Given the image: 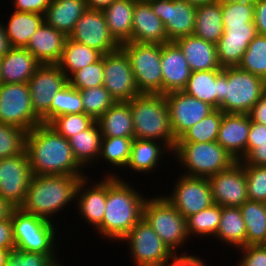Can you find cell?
Listing matches in <instances>:
<instances>
[{
	"instance_id": "obj_1",
	"label": "cell",
	"mask_w": 266,
	"mask_h": 266,
	"mask_svg": "<svg viewBox=\"0 0 266 266\" xmlns=\"http://www.w3.org/2000/svg\"><path fill=\"white\" fill-rule=\"evenodd\" d=\"M25 150L33 175H87L76 161L69 139L49 124L41 123L27 132Z\"/></svg>"
},
{
	"instance_id": "obj_2",
	"label": "cell",
	"mask_w": 266,
	"mask_h": 266,
	"mask_svg": "<svg viewBox=\"0 0 266 266\" xmlns=\"http://www.w3.org/2000/svg\"><path fill=\"white\" fill-rule=\"evenodd\" d=\"M107 173L106 207L102 220V237L112 242H120L143 218L144 194L127 183L120 174Z\"/></svg>"
},
{
	"instance_id": "obj_3",
	"label": "cell",
	"mask_w": 266,
	"mask_h": 266,
	"mask_svg": "<svg viewBox=\"0 0 266 266\" xmlns=\"http://www.w3.org/2000/svg\"><path fill=\"white\" fill-rule=\"evenodd\" d=\"M86 176L33 175L25 199L19 208L54 222L56 216L69 204L76 203V193L82 178ZM56 214V215H55ZM54 220V221H52Z\"/></svg>"
},
{
	"instance_id": "obj_4",
	"label": "cell",
	"mask_w": 266,
	"mask_h": 266,
	"mask_svg": "<svg viewBox=\"0 0 266 266\" xmlns=\"http://www.w3.org/2000/svg\"><path fill=\"white\" fill-rule=\"evenodd\" d=\"M266 93V81L237 66L218 70L217 109L248 114Z\"/></svg>"
},
{
	"instance_id": "obj_5",
	"label": "cell",
	"mask_w": 266,
	"mask_h": 266,
	"mask_svg": "<svg viewBox=\"0 0 266 266\" xmlns=\"http://www.w3.org/2000/svg\"><path fill=\"white\" fill-rule=\"evenodd\" d=\"M128 103L133 119L134 139L165 142L174 150L177 140L164 94L141 93Z\"/></svg>"
},
{
	"instance_id": "obj_6",
	"label": "cell",
	"mask_w": 266,
	"mask_h": 266,
	"mask_svg": "<svg viewBox=\"0 0 266 266\" xmlns=\"http://www.w3.org/2000/svg\"><path fill=\"white\" fill-rule=\"evenodd\" d=\"M176 162L187 176L210 178L228 169L236 161L218 142L176 143L173 150Z\"/></svg>"
},
{
	"instance_id": "obj_7",
	"label": "cell",
	"mask_w": 266,
	"mask_h": 266,
	"mask_svg": "<svg viewBox=\"0 0 266 266\" xmlns=\"http://www.w3.org/2000/svg\"><path fill=\"white\" fill-rule=\"evenodd\" d=\"M159 196H147L143 205V218L169 249L174 254H179L180 247H185L190 240L186 232V218L166 197Z\"/></svg>"
},
{
	"instance_id": "obj_8",
	"label": "cell",
	"mask_w": 266,
	"mask_h": 266,
	"mask_svg": "<svg viewBox=\"0 0 266 266\" xmlns=\"http://www.w3.org/2000/svg\"><path fill=\"white\" fill-rule=\"evenodd\" d=\"M11 222L15 248L37 253L57 252V231L60 229L55 228V222L23 212L20 208L12 210Z\"/></svg>"
},
{
	"instance_id": "obj_9",
	"label": "cell",
	"mask_w": 266,
	"mask_h": 266,
	"mask_svg": "<svg viewBox=\"0 0 266 266\" xmlns=\"http://www.w3.org/2000/svg\"><path fill=\"white\" fill-rule=\"evenodd\" d=\"M161 45L124 42L135 83L140 93L162 94Z\"/></svg>"
},
{
	"instance_id": "obj_10",
	"label": "cell",
	"mask_w": 266,
	"mask_h": 266,
	"mask_svg": "<svg viewBox=\"0 0 266 266\" xmlns=\"http://www.w3.org/2000/svg\"><path fill=\"white\" fill-rule=\"evenodd\" d=\"M0 123L27 132L42 123L34 112L28 83H0Z\"/></svg>"
},
{
	"instance_id": "obj_11",
	"label": "cell",
	"mask_w": 266,
	"mask_h": 266,
	"mask_svg": "<svg viewBox=\"0 0 266 266\" xmlns=\"http://www.w3.org/2000/svg\"><path fill=\"white\" fill-rule=\"evenodd\" d=\"M121 242L129 245L134 266H165L175 255L144 218Z\"/></svg>"
},
{
	"instance_id": "obj_12",
	"label": "cell",
	"mask_w": 266,
	"mask_h": 266,
	"mask_svg": "<svg viewBox=\"0 0 266 266\" xmlns=\"http://www.w3.org/2000/svg\"><path fill=\"white\" fill-rule=\"evenodd\" d=\"M67 83L68 78L57 64H41L29 79L32 106L42 123L50 124L52 101Z\"/></svg>"
},
{
	"instance_id": "obj_13",
	"label": "cell",
	"mask_w": 266,
	"mask_h": 266,
	"mask_svg": "<svg viewBox=\"0 0 266 266\" xmlns=\"http://www.w3.org/2000/svg\"><path fill=\"white\" fill-rule=\"evenodd\" d=\"M170 195H164L185 217L198 213L214 204L208 178L179 175ZM177 181V182H176Z\"/></svg>"
},
{
	"instance_id": "obj_14",
	"label": "cell",
	"mask_w": 266,
	"mask_h": 266,
	"mask_svg": "<svg viewBox=\"0 0 266 266\" xmlns=\"http://www.w3.org/2000/svg\"><path fill=\"white\" fill-rule=\"evenodd\" d=\"M33 173L26 150L17 156L0 159V197L13 207L23 203Z\"/></svg>"
},
{
	"instance_id": "obj_15",
	"label": "cell",
	"mask_w": 266,
	"mask_h": 266,
	"mask_svg": "<svg viewBox=\"0 0 266 266\" xmlns=\"http://www.w3.org/2000/svg\"><path fill=\"white\" fill-rule=\"evenodd\" d=\"M103 86L116 102H128L140 95L126 53L121 49L104 55Z\"/></svg>"
},
{
	"instance_id": "obj_16",
	"label": "cell",
	"mask_w": 266,
	"mask_h": 266,
	"mask_svg": "<svg viewBox=\"0 0 266 266\" xmlns=\"http://www.w3.org/2000/svg\"><path fill=\"white\" fill-rule=\"evenodd\" d=\"M69 38L92 47L103 55L120 48V44L109 32L103 11L97 9H87L81 15Z\"/></svg>"
},
{
	"instance_id": "obj_17",
	"label": "cell",
	"mask_w": 266,
	"mask_h": 266,
	"mask_svg": "<svg viewBox=\"0 0 266 266\" xmlns=\"http://www.w3.org/2000/svg\"><path fill=\"white\" fill-rule=\"evenodd\" d=\"M164 96L169 108L171 127L176 140L190 127L215 110L210 104L190 96L184 91H174Z\"/></svg>"
},
{
	"instance_id": "obj_18",
	"label": "cell",
	"mask_w": 266,
	"mask_h": 266,
	"mask_svg": "<svg viewBox=\"0 0 266 266\" xmlns=\"http://www.w3.org/2000/svg\"><path fill=\"white\" fill-rule=\"evenodd\" d=\"M153 12L164 24L169 41L192 35L196 6L181 0H149Z\"/></svg>"
},
{
	"instance_id": "obj_19",
	"label": "cell",
	"mask_w": 266,
	"mask_h": 266,
	"mask_svg": "<svg viewBox=\"0 0 266 266\" xmlns=\"http://www.w3.org/2000/svg\"><path fill=\"white\" fill-rule=\"evenodd\" d=\"M212 198L221 207H240L247 197V183L244 166L236 161L228 169L208 178Z\"/></svg>"
},
{
	"instance_id": "obj_20",
	"label": "cell",
	"mask_w": 266,
	"mask_h": 266,
	"mask_svg": "<svg viewBox=\"0 0 266 266\" xmlns=\"http://www.w3.org/2000/svg\"><path fill=\"white\" fill-rule=\"evenodd\" d=\"M100 181L98 180V183L94 181V184H91L88 176L82 178L77 188L75 202L80 218L92 225V230L97 229V234L102 237V220L106 207V176Z\"/></svg>"
},
{
	"instance_id": "obj_21",
	"label": "cell",
	"mask_w": 266,
	"mask_h": 266,
	"mask_svg": "<svg viewBox=\"0 0 266 266\" xmlns=\"http://www.w3.org/2000/svg\"><path fill=\"white\" fill-rule=\"evenodd\" d=\"M224 32L216 44L219 65L235 67L241 62L249 43L258 34L254 22L244 25H223Z\"/></svg>"
},
{
	"instance_id": "obj_22",
	"label": "cell",
	"mask_w": 266,
	"mask_h": 266,
	"mask_svg": "<svg viewBox=\"0 0 266 266\" xmlns=\"http://www.w3.org/2000/svg\"><path fill=\"white\" fill-rule=\"evenodd\" d=\"M251 119L248 114L224 113L217 141L235 161L247 156V141Z\"/></svg>"
},
{
	"instance_id": "obj_23",
	"label": "cell",
	"mask_w": 266,
	"mask_h": 266,
	"mask_svg": "<svg viewBox=\"0 0 266 266\" xmlns=\"http://www.w3.org/2000/svg\"><path fill=\"white\" fill-rule=\"evenodd\" d=\"M162 94L182 91L191 70L180 47L170 41L161 45Z\"/></svg>"
},
{
	"instance_id": "obj_24",
	"label": "cell",
	"mask_w": 266,
	"mask_h": 266,
	"mask_svg": "<svg viewBox=\"0 0 266 266\" xmlns=\"http://www.w3.org/2000/svg\"><path fill=\"white\" fill-rule=\"evenodd\" d=\"M131 41L151 44L170 42L163 22L153 12L148 1L136 2L134 5Z\"/></svg>"
},
{
	"instance_id": "obj_25",
	"label": "cell",
	"mask_w": 266,
	"mask_h": 266,
	"mask_svg": "<svg viewBox=\"0 0 266 266\" xmlns=\"http://www.w3.org/2000/svg\"><path fill=\"white\" fill-rule=\"evenodd\" d=\"M67 36L43 22L29 39L27 49L40 64H58Z\"/></svg>"
},
{
	"instance_id": "obj_26",
	"label": "cell",
	"mask_w": 266,
	"mask_h": 266,
	"mask_svg": "<svg viewBox=\"0 0 266 266\" xmlns=\"http://www.w3.org/2000/svg\"><path fill=\"white\" fill-rule=\"evenodd\" d=\"M41 64L25 48H10L0 57V83H28Z\"/></svg>"
},
{
	"instance_id": "obj_27",
	"label": "cell",
	"mask_w": 266,
	"mask_h": 266,
	"mask_svg": "<svg viewBox=\"0 0 266 266\" xmlns=\"http://www.w3.org/2000/svg\"><path fill=\"white\" fill-rule=\"evenodd\" d=\"M182 50L191 72L220 70L216 45L195 35L183 36L174 41Z\"/></svg>"
},
{
	"instance_id": "obj_28",
	"label": "cell",
	"mask_w": 266,
	"mask_h": 266,
	"mask_svg": "<svg viewBox=\"0 0 266 266\" xmlns=\"http://www.w3.org/2000/svg\"><path fill=\"white\" fill-rule=\"evenodd\" d=\"M165 151L173 154V149L165 142L133 139L130 159L126 169L130 168V171L134 173L140 172L139 174L154 173L155 169L159 168L163 155L166 153Z\"/></svg>"
},
{
	"instance_id": "obj_29",
	"label": "cell",
	"mask_w": 266,
	"mask_h": 266,
	"mask_svg": "<svg viewBox=\"0 0 266 266\" xmlns=\"http://www.w3.org/2000/svg\"><path fill=\"white\" fill-rule=\"evenodd\" d=\"M86 10V0H51L44 13V22L69 37Z\"/></svg>"
},
{
	"instance_id": "obj_30",
	"label": "cell",
	"mask_w": 266,
	"mask_h": 266,
	"mask_svg": "<svg viewBox=\"0 0 266 266\" xmlns=\"http://www.w3.org/2000/svg\"><path fill=\"white\" fill-rule=\"evenodd\" d=\"M133 0H114L102 9L110 34L121 45L131 42Z\"/></svg>"
},
{
	"instance_id": "obj_31",
	"label": "cell",
	"mask_w": 266,
	"mask_h": 266,
	"mask_svg": "<svg viewBox=\"0 0 266 266\" xmlns=\"http://www.w3.org/2000/svg\"><path fill=\"white\" fill-rule=\"evenodd\" d=\"M44 22V15L32 12L15 11L4 25L10 47L25 48L29 39Z\"/></svg>"
},
{
	"instance_id": "obj_32",
	"label": "cell",
	"mask_w": 266,
	"mask_h": 266,
	"mask_svg": "<svg viewBox=\"0 0 266 266\" xmlns=\"http://www.w3.org/2000/svg\"><path fill=\"white\" fill-rule=\"evenodd\" d=\"M96 122L103 137L134 138L133 119L128 102H116Z\"/></svg>"
},
{
	"instance_id": "obj_33",
	"label": "cell",
	"mask_w": 266,
	"mask_h": 266,
	"mask_svg": "<svg viewBox=\"0 0 266 266\" xmlns=\"http://www.w3.org/2000/svg\"><path fill=\"white\" fill-rule=\"evenodd\" d=\"M222 4L212 2L196 7L193 35L212 44H217L223 35Z\"/></svg>"
},
{
	"instance_id": "obj_34",
	"label": "cell",
	"mask_w": 266,
	"mask_h": 266,
	"mask_svg": "<svg viewBox=\"0 0 266 266\" xmlns=\"http://www.w3.org/2000/svg\"><path fill=\"white\" fill-rule=\"evenodd\" d=\"M102 134L98 123L69 138L76 161L84 168L97 163L100 154Z\"/></svg>"
},
{
	"instance_id": "obj_35",
	"label": "cell",
	"mask_w": 266,
	"mask_h": 266,
	"mask_svg": "<svg viewBox=\"0 0 266 266\" xmlns=\"http://www.w3.org/2000/svg\"><path fill=\"white\" fill-rule=\"evenodd\" d=\"M214 238L237 249L246 246V225L239 207H221V219Z\"/></svg>"
},
{
	"instance_id": "obj_36",
	"label": "cell",
	"mask_w": 266,
	"mask_h": 266,
	"mask_svg": "<svg viewBox=\"0 0 266 266\" xmlns=\"http://www.w3.org/2000/svg\"><path fill=\"white\" fill-rule=\"evenodd\" d=\"M102 55L98 50L67 37L61 59L57 65L69 78L77 70L97 62Z\"/></svg>"
},
{
	"instance_id": "obj_37",
	"label": "cell",
	"mask_w": 266,
	"mask_h": 266,
	"mask_svg": "<svg viewBox=\"0 0 266 266\" xmlns=\"http://www.w3.org/2000/svg\"><path fill=\"white\" fill-rule=\"evenodd\" d=\"M239 208L246 225V246L266 244V203L246 200Z\"/></svg>"
},
{
	"instance_id": "obj_38",
	"label": "cell",
	"mask_w": 266,
	"mask_h": 266,
	"mask_svg": "<svg viewBox=\"0 0 266 266\" xmlns=\"http://www.w3.org/2000/svg\"><path fill=\"white\" fill-rule=\"evenodd\" d=\"M182 91L217 109L218 70L191 72Z\"/></svg>"
},
{
	"instance_id": "obj_39",
	"label": "cell",
	"mask_w": 266,
	"mask_h": 266,
	"mask_svg": "<svg viewBox=\"0 0 266 266\" xmlns=\"http://www.w3.org/2000/svg\"><path fill=\"white\" fill-rule=\"evenodd\" d=\"M221 219V206L213 204L210 207L192 214L186 218V232L191 239L196 236L201 239L216 235ZM192 236V237H191ZM200 236V237H199Z\"/></svg>"
},
{
	"instance_id": "obj_40",
	"label": "cell",
	"mask_w": 266,
	"mask_h": 266,
	"mask_svg": "<svg viewBox=\"0 0 266 266\" xmlns=\"http://www.w3.org/2000/svg\"><path fill=\"white\" fill-rule=\"evenodd\" d=\"M223 112L215 109L201 121L184 132L176 143H206L216 142L221 125Z\"/></svg>"
},
{
	"instance_id": "obj_41",
	"label": "cell",
	"mask_w": 266,
	"mask_h": 266,
	"mask_svg": "<svg viewBox=\"0 0 266 266\" xmlns=\"http://www.w3.org/2000/svg\"><path fill=\"white\" fill-rule=\"evenodd\" d=\"M134 138L129 137H102L99 161H106L108 166L114 168H126L130 159ZM110 164V165H109Z\"/></svg>"
},
{
	"instance_id": "obj_42",
	"label": "cell",
	"mask_w": 266,
	"mask_h": 266,
	"mask_svg": "<svg viewBox=\"0 0 266 266\" xmlns=\"http://www.w3.org/2000/svg\"><path fill=\"white\" fill-rule=\"evenodd\" d=\"M237 67L266 81V35L254 37Z\"/></svg>"
},
{
	"instance_id": "obj_43",
	"label": "cell",
	"mask_w": 266,
	"mask_h": 266,
	"mask_svg": "<svg viewBox=\"0 0 266 266\" xmlns=\"http://www.w3.org/2000/svg\"><path fill=\"white\" fill-rule=\"evenodd\" d=\"M79 91L81 93L84 113L91 116L95 121L116 103L115 99L103 85Z\"/></svg>"
},
{
	"instance_id": "obj_44",
	"label": "cell",
	"mask_w": 266,
	"mask_h": 266,
	"mask_svg": "<svg viewBox=\"0 0 266 266\" xmlns=\"http://www.w3.org/2000/svg\"><path fill=\"white\" fill-rule=\"evenodd\" d=\"M84 113L81 93L67 83L60 89L52 101L50 107V123L63 114Z\"/></svg>"
},
{
	"instance_id": "obj_45",
	"label": "cell",
	"mask_w": 266,
	"mask_h": 266,
	"mask_svg": "<svg viewBox=\"0 0 266 266\" xmlns=\"http://www.w3.org/2000/svg\"><path fill=\"white\" fill-rule=\"evenodd\" d=\"M27 131L0 123V159L22 154L26 148Z\"/></svg>"
},
{
	"instance_id": "obj_46",
	"label": "cell",
	"mask_w": 266,
	"mask_h": 266,
	"mask_svg": "<svg viewBox=\"0 0 266 266\" xmlns=\"http://www.w3.org/2000/svg\"><path fill=\"white\" fill-rule=\"evenodd\" d=\"M96 121L85 113L63 114L56 117L49 125L66 139L89 129Z\"/></svg>"
},
{
	"instance_id": "obj_47",
	"label": "cell",
	"mask_w": 266,
	"mask_h": 266,
	"mask_svg": "<svg viewBox=\"0 0 266 266\" xmlns=\"http://www.w3.org/2000/svg\"><path fill=\"white\" fill-rule=\"evenodd\" d=\"M104 55L95 63L87 65L69 78L68 83L77 90L89 89L103 85L104 80Z\"/></svg>"
},
{
	"instance_id": "obj_48",
	"label": "cell",
	"mask_w": 266,
	"mask_h": 266,
	"mask_svg": "<svg viewBox=\"0 0 266 266\" xmlns=\"http://www.w3.org/2000/svg\"><path fill=\"white\" fill-rule=\"evenodd\" d=\"M56 253H37L11 249L6 266H57L62 263Z\"/></svg>"
},
{
	"instance_id": "obj_49",
	"label": "cell",
	"mask_w": 266,
	"mask_h": 266,
	"mask_svg": "<svg viewBox=\"0 0 266 266\" xmlns=\"http://www.w3.org/2000/svg\"><path fill=\"white\" fill-rule=\"evenodd\" d=\"M248 200L266 203V166L243 165Z\"/></svg>"
},
{
	"instance_id": "obj_50",
	"label": "cell",
	"mask_w": 266,
	"mask_h": 266,
	"mask_svg": "<svg viewBox=\"0 0 266 266\" xmlns=\"http://www.w3.org/2000/svg\"><path fill=\"white\" fill-rule=\"evenodd\" d=\"M223 25H244L254 22V4L235 2L222 4Z\"/></svg>"
},
{
	"instance_id": "obj_51",
	"label": "cell",
	"mask_w": 266,
	"mask_h": 266,
	"mask_svg": "<svg viewBox=\"0 0 266 266\" xmlns=\"http://www.w3.org/2000/svg\"><path fill=\"white\" fill-rule=\"evenodd\" d=\"M238 250L242 256L237 266H266V244L247 245Z\"/></svg>"
},
{
	"instance_id": "obj_52",
	"label": "cell",
	"mask_w": 266,
	"mask_h": 266,
	"mask_svg": "<svg viewBox=\"0 0 266 266\" xmlns=\"http://www.w3.org/2000/svg\"><path fill=\"white\" fill-rule=\"evenodd\" d=\"M50 2L51 0H13L12 5L14 6L15 11L32 12L44 15Z\"/></svg>"
},
{
	"instance_id": "obj_53",
	"label": "cell",
	"mask_w": 266,
	"mask_h": 266,
	"mask_svg": "<svg viewBox=\"0 0 266 266\" xmlns=\"http://www.w3.org/2000/svg\"><path fill=\"white\" fill-rule=\"evenodd\" d=\"M266 142V126L251 121L249 136L247 141V155L256 147V143Z\"/></svg>"
},
{
	"instance_id": "obj_54",
	"label": "cell",
	"mask_w": 266,
	"mask_h": 266,
	"mask_svg": "<svg viewBox=\"0 0 266 266\" xmlns=\"http://www.w3.org/2000/svg\"><path fill=\"white\" fill-rule=\"evenodd\" d=\"M15 248L11 216L0 220V249L11 250Z\"/></svg>"
},
{
	"instance_id": "obj_55",
	"label": "cell",
	"mask_w": 266,
	"mask_h": 266,
	"mask_svg": "<svg viewBox=\"0 0 266 266\" xmlns=\"http://www.w3.org/2000/svg\"><path fill=\"white\" fill-rule=\"evenodd\" d=\"M240 162L242 165L266 166V142L256 143V147Z\"/></svg>"
},
{
	"instance_id": "obj_56",
	"label": "cell",
	"mask_w": 266,
	"mask_h": 266,
	"mask_svg": "<svg viewBox=\"0 0 266 266\" xmlns=\"http://www.w3.org/2000/svg\"><path fill=\"white\" fill-rule=\"evenodd\" d=\"M199 255H189L186 252H182L181 255L175 254L165 266H207L203 259H200Z\"/></svg>"
},
{
	"instance_id": "obj_57",
	"label": "cell",
	"mask_w": 266,
	"mask_h": 266,
	"mask_svg": "<svg viewBox=\"0 0 266 266\" xmlns=\"http://www.w3.org/2000/svg\"><path fill=\"white\" fill-rule=\"evenodd\" d=\"M254 24L260 35H266V0L254 4Z\"/></svg>"
},
{
	"instance_id": "obj_58",
	"label": "cell",
	"mask_w": 266,
	"mask_h": 266,
	"mask_svg": "<svg viewBox=\"0 0 266 266\" xmlns=\"http://www.w3.org/2000/svg\"><path fill=\"white\" fill-rule=\"evenodd\" d=\"M248 115L251 121L266 126V93L254 104Z\"/></svg>"
},
{
	"instance_id": "obj_59",
	"label": "cell",
	"mask_w": 266,
	"mask_h": 266,
	"mask_svg": "<svg viewBox=\"0 0 266 266\" xmlns=\"http://www.w3.org/2000/svg\"><path fill=\"white\" fill-rule=\"evenodd\" d=\"M10 48H11L10 44L5 35L4 23L0 22V57L5 55L9 51Z\"/></svg>"
},
{
	"instance_id": "obj_60",
	"label": "cell",
	"mask_w": 266,
	"mask_h": 266,
	"mask_svg": "<svg viewBox=\"0 0 266 266\" xmlns=\"http://www.w3.org/2000/svg\"><path fill=\"white\" fill-rule=\"evenodd\" d=\"M14 208L6 199L0 197V220L8 219Z\"/></svg>"
},
{
	"instance_id": "obj_61",
	"label": "cell",
	"mask_w": 266,
	"mask_h": 266,
	"mask_svg": "<svg viewBox=\"0 0 266 266\" xmlns=\"http://www.w3.org/2000/svg\"><path fill=\"white\" fill-rule=\"evenodd\" d=\"M114 0H86L87 9L102 10L109 6Z\"/></svg>"
},
{
	"instance_id": "obj_62",
	"label": "cell",
	"mask_w": 266,
	"mask_h": 266,
	"mask_svg": "<svg viewBox=\"0 0 266 266\" xmlns=\"http://www.w3.org/2000/svg\"><path fill=\"white\" fill-rule=\"evenodd\" d=\"M9 250L0 249V266H6Z\"/></svg>"
},
{
	"instance_id": "obj_63",
	"label": "cell",
	"mask_w": 266,
	"mask_h": 266,
	"mask_svg": "<svg viewBox=\"0 0 266 266\" xmlns=\"http://www.w3.org/2000/svg\"><path fill=\"white\" fill-rule=\"evenodd\" d=\"M181 1L188 2L196 7L200 5L216 2V0H181Z\"/></svg>"
},
{
	"instance_id": "obj_64",
	"label": "cell",
	"mask_w": 266,
	"mask_h": 266,
	"mask_svg": "<svg viewBox=\"0 0 266 266\" xmlns=\"http://www.w3.org/2000/svg\"><path fill=\"white\" fill-rule=\"evenodd\" d=\"M258 0H216L221 4H228V3H235V2H244V3H251L255 4Z\"/></svg>"
},
{
	"instance_id": "obj_65",
	"label": "cell",
	"mask_w": 266,
	"mask_h": 266,
	"mask_svg": "<svg viewBox=\"0 0 266 266\" xmlns=\"http://www.w3.org/2000/svg\"><path fill=\"white\" fill-rule=\"evenodd\" d=\"M133 1L141 2V1H149V0H133Z\"/></svg>"
}]
</instances>
